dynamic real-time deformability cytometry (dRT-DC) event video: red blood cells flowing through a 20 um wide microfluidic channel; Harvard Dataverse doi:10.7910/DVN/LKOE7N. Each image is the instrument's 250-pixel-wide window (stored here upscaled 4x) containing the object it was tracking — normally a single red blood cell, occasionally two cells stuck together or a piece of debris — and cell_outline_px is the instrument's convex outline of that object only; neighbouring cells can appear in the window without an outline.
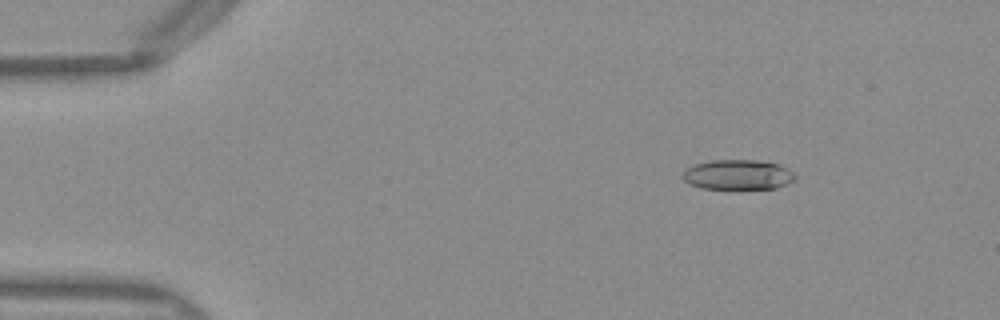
{"species": "Egyptian fruit bat (a non-hibernating species)", "species_latin": "Rousettus aegyptiacus", "temperature_condition": "warm", "stored_images_in_passage": 50, "camera_frame_rate_fps": 3000, "um_per_image_px": 0.085, "frame": {"image": 1, "passage_image": 7, "time_ms": 2.0, "image_size_px": [1000, 320], "cell_outline_px": [[796, 176], [788, 184], [776, 188], [700, 188], [688, 184], [680, 176], [688, 168], [696, 164], [712, 160], [756, 160], [780, 164], [792, 172]], "centroid_in_image_um": [62.7, 14.85], "position_along_channel_um": 22.3, "area_um2": 19.48}}
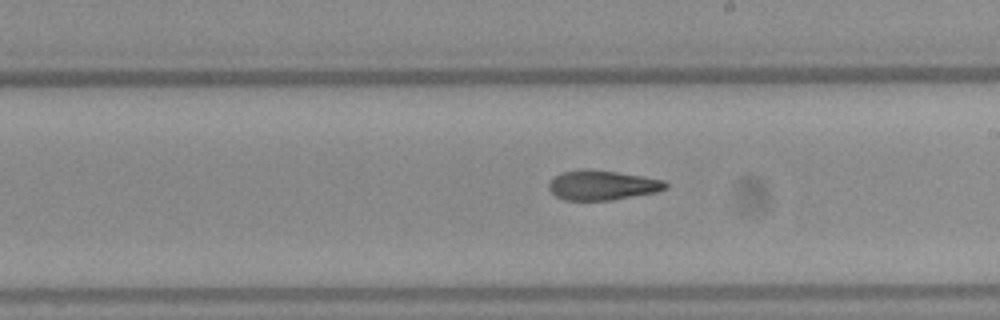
{"frame": {"image": 2, "passage_image": 29, "time_ms": 9.333, "image_size_px": [1000, 320], "cell_outline_px": [[668, 188], [656, 192], [612, 200], [564, 200], [556, 196], [548, 188], [548, 184], [560, 172], [580, 168], [584, 168], [616, 172], [644, 176], [664, 180], [668, 184]], "centroid_in_image_um": [51.19, 15.73], "position_along_channel_um": 237.8, "area_um2": 20.35}}
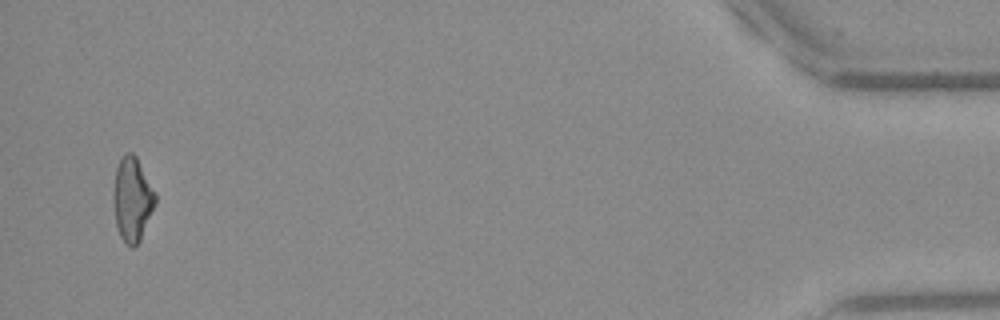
{"frame": {"image": 3, "passage_image": 49, "time_ms": 16.0, "image_size_px": [1000, 320], "cell_outline_px": [[156, 204], [140, 240], [132, 248], [124, 244], [120, 236], [116, 224], [112, 200], [112, 188], [116, 168], [120, 160], [128, 152], [132, 152], [136, 156], [156, 192]], "centroid_in_image_um": [11.23, 16.95], "position_along_channel_um": 424.0, "area_um2": 20.81}, "authors_computed_cell_mechanics": {"area_um2": 20.519, "velocity_mm_per_s": 4.0401, "shape_relaxation_time_tau1_ms": null, "shape_relaxation_time_tau2_ms": 2.8702, "deformation_change_tau1": null, "deformation_change_tau2": 0.1221}}